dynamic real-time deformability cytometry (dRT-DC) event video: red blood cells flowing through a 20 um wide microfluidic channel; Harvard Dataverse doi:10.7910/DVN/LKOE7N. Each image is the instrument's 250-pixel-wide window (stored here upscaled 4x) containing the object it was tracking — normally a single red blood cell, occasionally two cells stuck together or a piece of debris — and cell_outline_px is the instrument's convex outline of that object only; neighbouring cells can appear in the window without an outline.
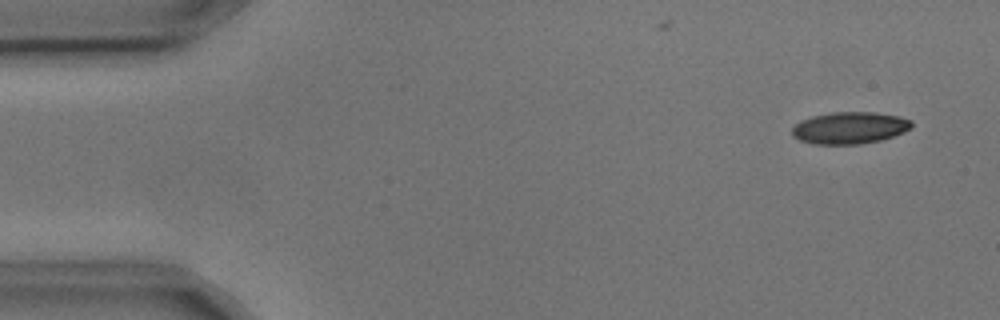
{"species": "common noctule bat (a hibernating species)", "species_latin": "Nyctalus noctula", "temperature_condition": "cold", "stored_images_in_passage": 6, "camera_frame_rate_fps": 3000, "um_per_image_px": 0.085, "animal": {"sex": "male", "body_mass_g": 17.9, "forearm_length_mm": 54.2}, "frame": {"image": 1, "passage_image": 1, "time_ms": 0.0, "image_size_px": [1000, 320], "cell_outline_px": [[912, 128], [904, 132], [880, 140], [860, 144], [812, 144], [800, 140], [792, 136], [792, 128], [800, 120], [812, 116], [832, 112], [876, 112], [900, 116], [912, 120]], "centroid_in_image_um": [72.23, 10.86], "position_along_channel_um": 12.8, "area_um2": 22.37}}